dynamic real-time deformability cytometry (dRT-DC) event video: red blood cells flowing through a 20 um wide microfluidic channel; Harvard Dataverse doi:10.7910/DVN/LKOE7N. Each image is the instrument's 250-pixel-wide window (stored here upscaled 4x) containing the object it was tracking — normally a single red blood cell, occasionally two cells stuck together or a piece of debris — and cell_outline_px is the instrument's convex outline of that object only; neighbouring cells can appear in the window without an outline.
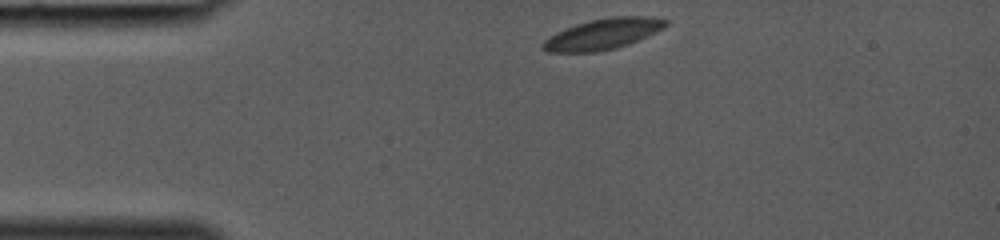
{"species": "common noctule bat (a hibernating species)", "species_latin": "Nyctalus noctula", "temperature_condition": "room temperature", "stored_images_in_passage": 28, "camera_frame_rate_fps": 3000, "um_per_image_px": 0.085, "animal": {"sex": "female", "body_mass_g": 19.0, "forearm_length_mm": 53.3}, "frame": {"image": 1, "passage_image": 1, "time_ms": 0.0, "image_size_px": [1000, 240], "cell_outline_px": [[668, 24], [664, 28], [656, 32], [628, 44], [616, 48], [596, 52], [548, 52], [540, 48], [540, 44], [544, 40], [556, 32], [576, 24], [592, 20], [612, 16], [644, 16], [668, 20]], "centroid_in_image_um": [51.22, 2.9], "position_along_channel_um": 33.8, "area_um2": 21.96}}
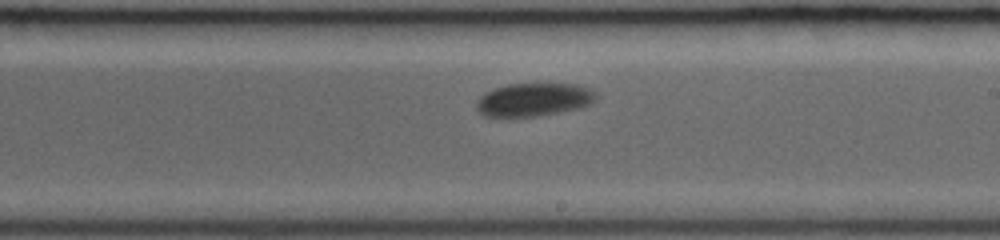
{"frame": {"image": 2, "passage_image": 16, "time_ms": 5.0, "image_size_px": [1000, 240], "cell_outline_px": [[596, 96], [588, 104], [580, 108], [536, 116], [500, 120], [484, 116], [476, 108], [476, 100], [484, 92], [508, 84], [576, 84], [592, 92]], "centroid_in_image_um": [45.21, 8.52], "position_along_channel_um": 243.8, "area_um2": 23.35}}
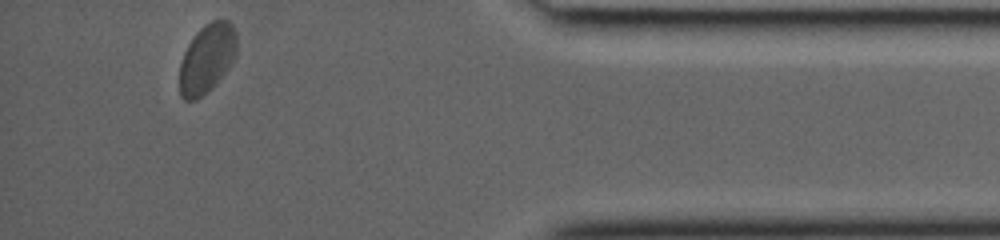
{"frame": {"image": 3, "passage_image": 28, "time_ms": 9.0, "image_size_px": [1000, 240], "cell_outline_px": [[236, 56], [228, 68], [208, 92], [196, 100], [184, 100], [180, 96], [180, 64], [184, 52], [188, 44], [196, 32], [204, 24], [212, 20], [228, 20], [232, 24], [236, 32]], "centroid_in_image_um": [17.59, 4.96], "position_along_channel_um": 417.6, "area_um2": 23.06}}